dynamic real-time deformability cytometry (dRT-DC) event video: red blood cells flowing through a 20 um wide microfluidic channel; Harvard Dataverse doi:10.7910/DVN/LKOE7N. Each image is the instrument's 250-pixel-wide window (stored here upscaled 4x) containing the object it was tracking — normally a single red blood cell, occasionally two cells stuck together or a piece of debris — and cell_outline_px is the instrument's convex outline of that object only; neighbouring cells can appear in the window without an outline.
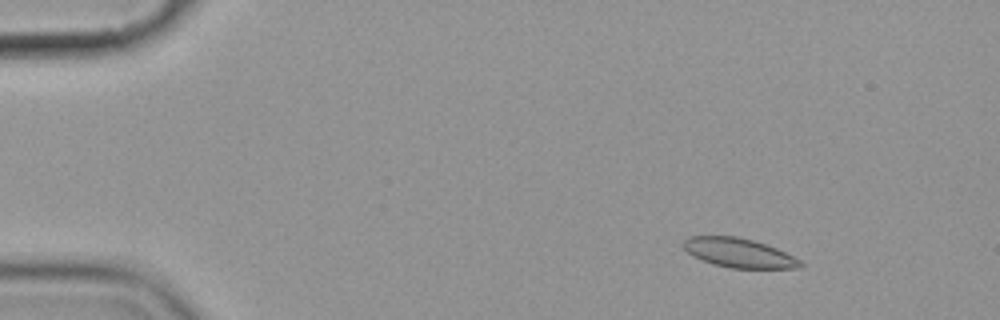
{"species": "common noctule bat (a hibernating species)", "species_latin": "Nyctalus noctula", "temperature_condition": "cold", "stored_images_in_passage": 5, "camera_frame_rate_fps": 3000, "um_per_image_px": 0.085, "animal": {"sex": "female", "body_mass_g": 19.9}, "frame": {"image": 1, "passage_image": 2, "time_ms": 1.333, "image_size_px": [1000, 320], "cell_outline_px": [[804, 264], [800, 268], [728, 268], [712, 264], [692, 256], [680, 244], [688, 236], [736, 236], [752, 240], [776, 248], [800, 260]], "centroid_in_image_um": [62.75, 21.49], "position_along_channel_um": 22.2, "area_um2": 19.94}}
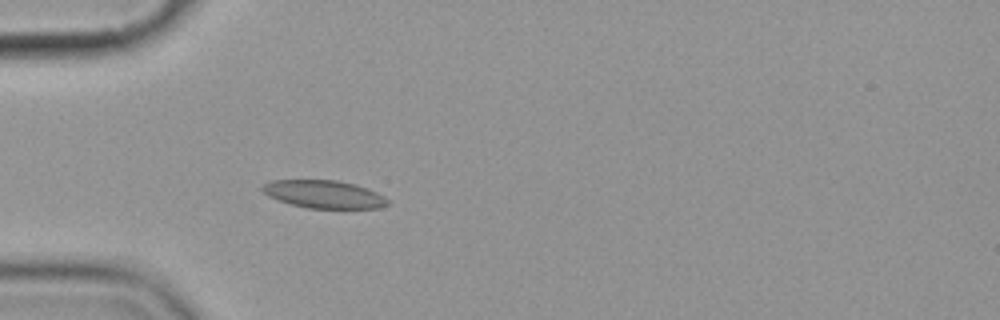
{"frame": {"image": 2, "passage_image": 5, "time_ms": 4.667, "image_size_px": [1000, 320], "cell_outline_px": [[392, 200], [388, 204], [380, 208], [308, 208], [292, 204], [268, 196], [260, 188], [264, 184], [272, 180], [336, 180], [356, 184], [368, 188]], "centroid_in_image_um": [27.58, 16.5], "position_along_channel_um": 57.4, "area_um2": 20.35}}